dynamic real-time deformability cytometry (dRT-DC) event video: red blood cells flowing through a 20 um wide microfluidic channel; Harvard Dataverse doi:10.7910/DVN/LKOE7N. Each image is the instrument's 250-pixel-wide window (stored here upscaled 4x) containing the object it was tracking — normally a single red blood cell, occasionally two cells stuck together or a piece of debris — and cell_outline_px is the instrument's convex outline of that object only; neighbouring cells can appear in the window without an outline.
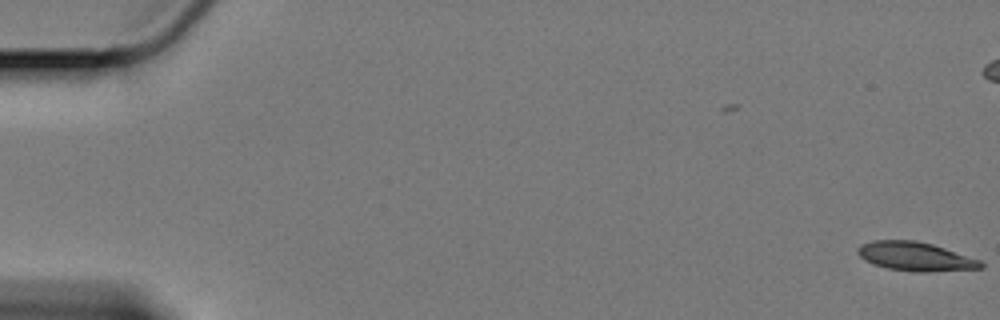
{"species": "Egyptian fruit bat (a non-hibernating species)", "species_latin": "Rousettus aegyptiacus", "temperature_condition": "cold", "stored_images_in_passage": 3, "camera_frame_rate_fps": 3000, "um_per_image_px": 0.085, "animal": {"sex": "female"}, "frame": {"image": 1, "passage_image": 3, "time_ms": 0.667, "image_size_px": [1000, 320], "cell_outline_px": [[984, 268], [924, 272], [920, 272], [888, 268], [864, 260], [856, 252], [856, 248], [860, 244], [872, 240], [916, 240], [932, 244], [980, 260], [984, 264]], "centroid_in_image_um": [77.78, 21.79], "position_along_channel_um": 7.2, "area_um2": 20.58}}